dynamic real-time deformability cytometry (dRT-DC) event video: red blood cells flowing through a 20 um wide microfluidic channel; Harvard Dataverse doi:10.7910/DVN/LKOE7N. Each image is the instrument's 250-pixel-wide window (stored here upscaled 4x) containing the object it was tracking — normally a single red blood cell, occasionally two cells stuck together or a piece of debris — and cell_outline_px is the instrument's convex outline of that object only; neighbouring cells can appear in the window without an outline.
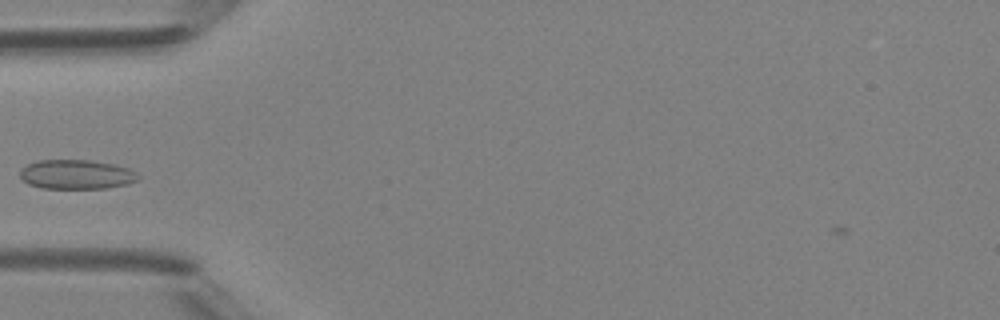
{"species": "Egyptian fruit bat (a non-hibernating species)", "species_latin": "Rousettus aegyptiacus", "temperature_condition": "room temperature", "stored_images_in_passage": 2, "camera_frame_rate_fps": 3000, "um_per_image_px": 0.085, "animal": {"sex": "female"}, "frame": {"image": 1, "passage_image": 2, "time_ms": 1.0, "image_size_px": [1000, 320], "cell_outline_px": [[140, 180], [128, 184], [104, 188], [40, 188], [28, 184], [20, 176], [20, 168], [28, 164], [40, 160], [92, 160], [116, 164], [128, 168], [136, 172], [140, 176]], "centroid_in_image_um": [6.53, 14.82], "position_along_channel_um": 78.5, "area_um2": 20.4}}